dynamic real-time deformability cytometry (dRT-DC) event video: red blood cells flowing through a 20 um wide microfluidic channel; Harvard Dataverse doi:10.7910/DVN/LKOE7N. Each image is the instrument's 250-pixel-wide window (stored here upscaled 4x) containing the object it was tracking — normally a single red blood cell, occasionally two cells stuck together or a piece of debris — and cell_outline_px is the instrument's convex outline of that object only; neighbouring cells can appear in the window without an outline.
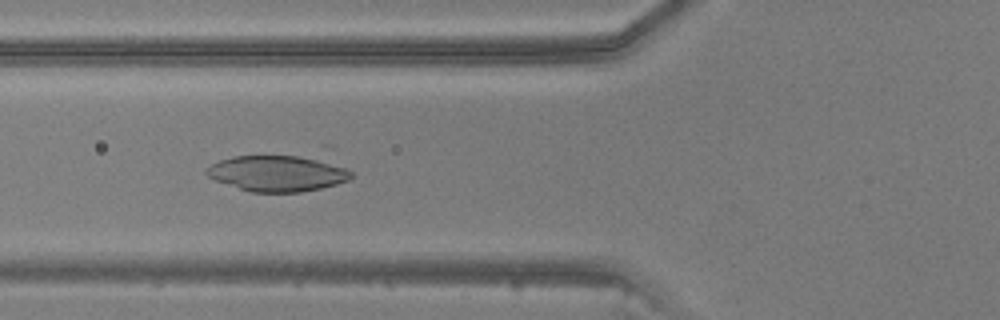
{"species": "common noctule bat (a hibernating species)", "species_latin": "Nyctalus noctula", "temperature_condition": "warm", "stored_images_in_passage": 30, "camera_frame_rate_fps": 3000, "um_per_image_px": 0.085, "animal": {"sex": "male", "body_mass_g": 20.5, "forearm_length_mm": 52.5}, "frame": {"image": 1, "passage_image": 11, "time_ms": 3.333, "image_size_px": [1000, 320], "cell_outline_px": [[352, 176], [348, 180], [336, 184], [320, 188], [300, 192], [252, 192], [216, 180], [208, 176], [204, 172], [204, 168], [220, 160], [232, 156], [296, 156], [316, 160], [344, 168], [352, 172]], "centroid_in_image_um": [23.5, 14.75], "position_along_channel_um": 102.3, "area_um2": 29.54}}
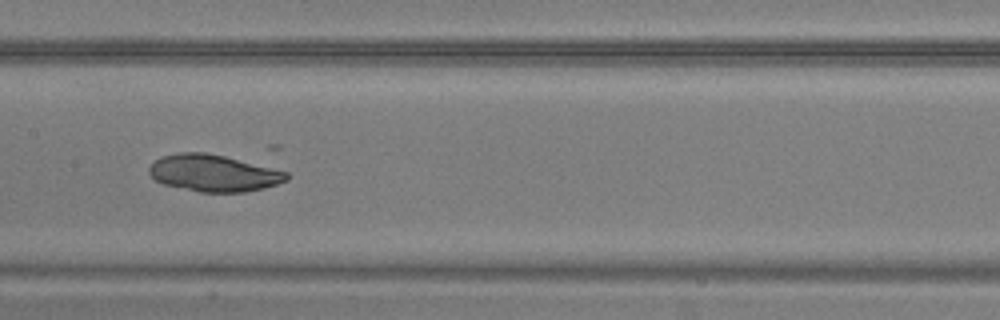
{"frame": {"image": 2, "passage_image": 17, "time_ms": 5.333, "image_size_px": [1000, 320], "cell_outline_px": [[288, 180], [264, 188], [244, 192], [200, 192], [164, 184], [156, 180], [148, 172], [148, 168], [160, 156], [180, 152], [204, 152], [224, 156], [288, 172]], "centroid_in_image_um": [18.14, 14.71], "position_along_channel_um": 189.3, "area_um2": 29.25}}
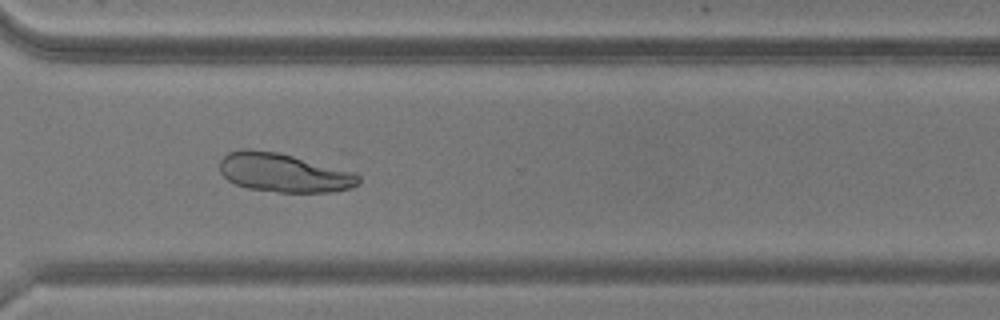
{"frame": {"image": 3, "passage_image": 28, "time_ms": 9.0, "image_size_px": [1000, 320], "cell_outline_px": [[360, 184], [352, 188], [332, 192], [280, 192], [248, 188], [236, 184], [228, 180], [220, 172], [220, 160], [228, 152], [244, 148], [248, 148], [276, 152], [356, 172], [360, 176]], "centroid_in_image_um": [24.14, 14.68], "position_along_channel_um": 346.5, "area_um2": 31.44}}